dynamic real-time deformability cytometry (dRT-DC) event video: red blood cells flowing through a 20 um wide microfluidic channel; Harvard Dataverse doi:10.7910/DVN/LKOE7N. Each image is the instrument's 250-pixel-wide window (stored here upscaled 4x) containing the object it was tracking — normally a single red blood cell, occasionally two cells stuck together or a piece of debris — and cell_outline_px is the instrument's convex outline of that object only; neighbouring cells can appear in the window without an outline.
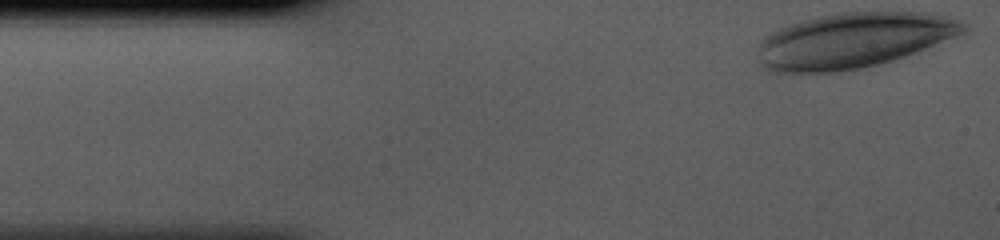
{"species": "human", "species_latin": "Homo sapiens", "temperature_condition": "cold", "stored_images_in_passage": 35, "camera_frame_rate_fps": 3000, "um_per_image_px": 0.085, "donor": {"sex": "male"}, "frame": {"image": 1, "passage_image": 1, "time_ms": 0.0, "image_size_px": [1000, 240], "cell_outline_px": [[968, 32], [916, 52], [880, 64], [860, 68], [836, 72], [768, 72], [760, 68], [760, 40], [768, 32], [800, 20], [820, 16], [844, 12], [928, 12], [944, 16], [968, 24]], "centroid_in_image_um": [72.52, 3.43], "position_along_channel_um": 12.5, "area_um2": 66.47}}
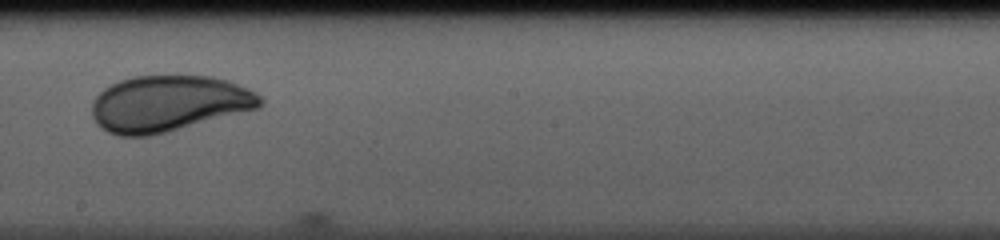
{"frame": {"image": 2, "passage_image": 22, "time_ms": 7.0, "image_size_px": [1000, 240], "cell_outline_px": [[264, 100], [260, 108], [168, 132], [148, 136], [120, 136], [108, 132], [100, 128], [96, 124], [92, 116], [92, 100], [104, 88], [120, 80], [132, 76], [212, 76], [228, 80], [248, 88], [256, 92]], "centroid_in_image_um": [14.34, 8.81], "position_along_channel_um": 233.9, "area_um2": 55.43}}
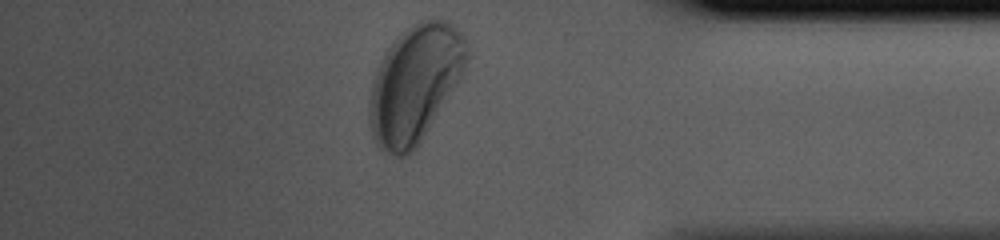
{"frame": {"image": 3, "passage_image": 35, "time_ms": 11.333, "image_size_px": [1000, 240], "cell_outline_px": [[472, 56], [464, 72], [416, 148], [408, 156], [396, 156], [380, 148], [376, 144], [372, 136], [368, 120], [368, 100], [376, 68], [380, 60], [396, 36], [400, 32], [420, 20], [432, 16], [444, 20], [452, 24], [468, 40]], "centroid_in_image_um": [35.29, 7.06], "position_along_channel_um": 399.9, "area_um2": 67.22}}